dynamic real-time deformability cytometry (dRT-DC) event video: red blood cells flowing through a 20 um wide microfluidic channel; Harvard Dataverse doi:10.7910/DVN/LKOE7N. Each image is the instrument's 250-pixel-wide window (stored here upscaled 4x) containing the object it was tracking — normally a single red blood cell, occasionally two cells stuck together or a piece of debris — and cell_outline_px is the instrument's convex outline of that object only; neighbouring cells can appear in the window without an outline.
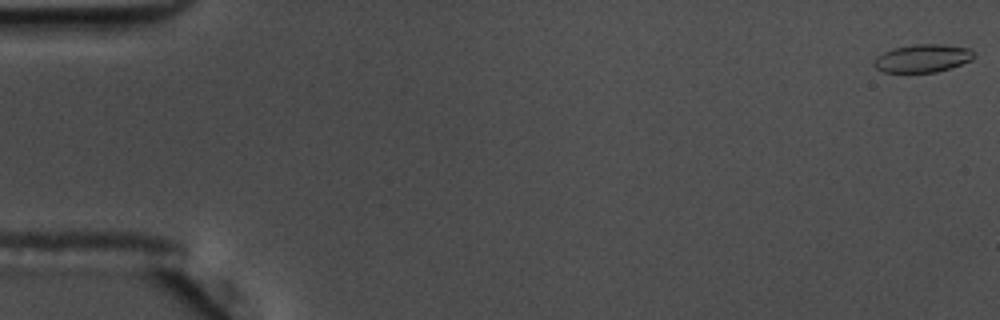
{"species": "common noctule bat (a hibernating species)", "species_latin": "Nyctalus noctula", "temperature_condition": "warm", "stored_images_in_passage": 57, "camera_frame_rate_fps": 3000, "um_per_image_px": 0.085, "animal": {"sex": "male", "body_mass_g": 17.5, "forearm_length_mm": 52.3}, "frame": {"image": 1, "passage_image": 1, "time_ms": 0.0, "image_size_px": [1000, 320], "cell_outline_px": [[976, 56], [972, 60], [936, 72], [884, 72], [876, 68], [872, 64], [876, 56], [892, 48], [916, 44], [944, 44], [968, 48], [976, 52]], "centroid_in_image_um": [78.43, 4.94], "position_along_channel_um": 6.6, "area_um2": 16.36}}
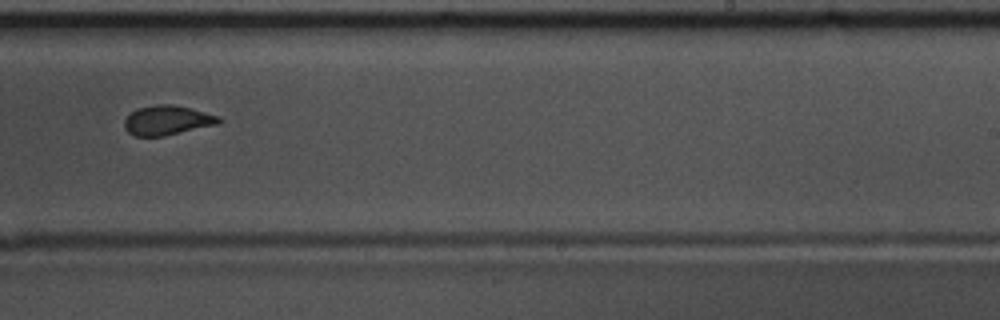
{"frame": {"image": 2, "passage_image": 36, "time_ms": 11.667, "image_size_px": [1000, 320], "cell_outline_px": [[220, 120], [216, 124], [164, 136], [136, 136], [128, 132], [124, 128], [124, 120], [136, 108], [156, 104], [172, 104], [220, 116]], "centroid_in_image_um": [14.16, 10.22], "position_along_channel_um": 274.8, "area_um2": 16.01}}
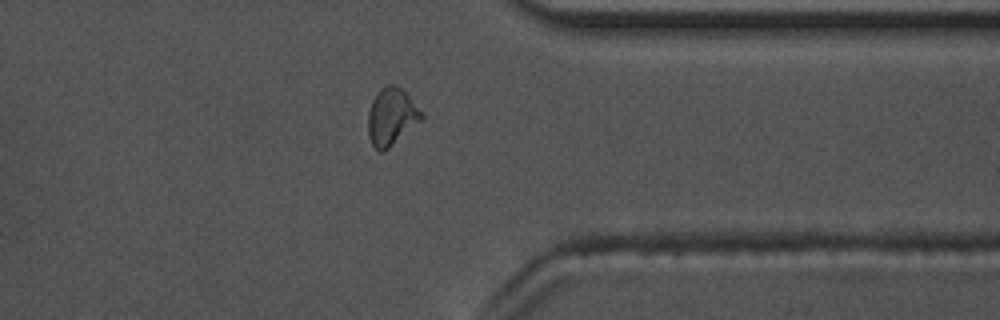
{"frame": {"image": 3, "passage_image": 45, "time_ms": 14.667, "image_size_px": [1000, 320], "cell_outline_px": [[424, 116], [420, 120], [384, 152], [380, 152], [372, 144], [368, 136], [368, 112], [372, 100], [380, 88], [388, 84], [392, 84], [400, 88], [408, 96]], "centroid_in_image_um": [33.22, 9.92], "position_along_channel_um": 378.2, "area_um2": 17.34}, "authors_computed_cell_mechanics": {"area_um2": 16.473, "velocity_mm_per_s": 3.6322, "shape_relaxation_time_tau1_ms": 3.674, "shape_relaxation_time_tau2_ms": 1.1544, "deformation_change_tau1": 0.114, "deformation_change_tau2": 0.0658}}